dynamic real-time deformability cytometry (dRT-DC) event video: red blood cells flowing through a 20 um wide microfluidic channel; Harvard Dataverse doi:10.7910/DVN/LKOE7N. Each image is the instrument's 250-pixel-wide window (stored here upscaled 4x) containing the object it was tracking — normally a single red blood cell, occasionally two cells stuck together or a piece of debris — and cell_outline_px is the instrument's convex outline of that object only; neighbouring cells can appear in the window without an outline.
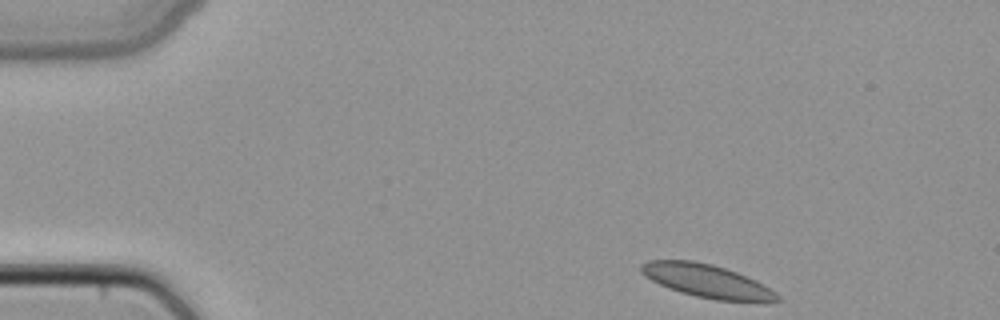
{"species": "common noctule bat (a hibernating species)", "species_latin": "Nyctalus noctula", "temperature_condition": "cold", "stored_images_in_passage": 43, "camera_frame_rate_fps": 3000, "um_per_image_px": 0.085, "animal": {"sex": "female", "body_mass_g": 22.7, "forearm_length_mm": 54.2}, "frame": {"image": 1, "passage_image": 1, "time_ms": 0.0, "image_size_px": [1000, 320], "cell_outline_px": [[780, 300], [716, 300], [696, 296], [680, 292], [668, 288], [644, 276], [640, 272], [640, 264], [648, 260], [692, 260], [712, 264], [736, 272], [756, 280], [776, 292], [780, 296]], "centroid_in_image_um": [60.01, 23.85], "position_along_channel_um": 25.0, "area_um2": 25.89}}
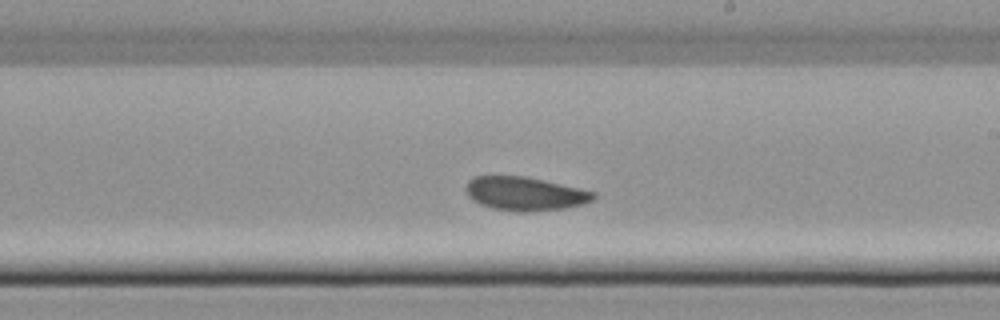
{"frame": {"image": 2, "passage_image": 23, "time_ms": 7.333, "image_size_px": [1000, 320], "cell_outline_px": [[596, 196], [592, 200], [584, 204], [564, 208], [524, 212], [516, 212], [492, 208], [480, 204], [472, 200], [468, 196], [464, 188], [468, 180], [472, 176], [524, 176], [544, 180], [596, 192]], "centroid_in_image_um": [44.58, 16.46], "position_along_channel_um": 244.4, "area_um2": 25.14}}
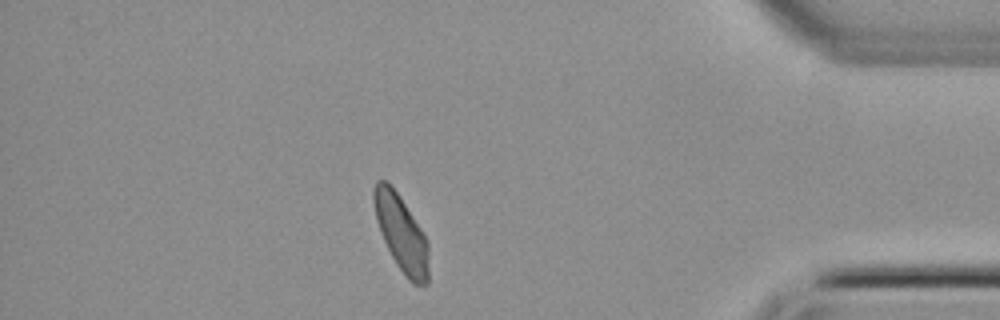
{"frame": {"image": 3, "passage_image": 37, "time_ms": 12.0, "image_size_px": [1000, 320], "cell_outline_px": [[428, 284], [412, 284], [404, 276], [396, 264], [380, 232], [376, 220], [372, 200], [372, 188], [376, 180], [384, 180], [396, 192], [420, 228], [428, 244]], "centroid_in_image_um": [34.08, 19.85], "position_along_channel_um": 401.1, "area_um2": 23.99}}